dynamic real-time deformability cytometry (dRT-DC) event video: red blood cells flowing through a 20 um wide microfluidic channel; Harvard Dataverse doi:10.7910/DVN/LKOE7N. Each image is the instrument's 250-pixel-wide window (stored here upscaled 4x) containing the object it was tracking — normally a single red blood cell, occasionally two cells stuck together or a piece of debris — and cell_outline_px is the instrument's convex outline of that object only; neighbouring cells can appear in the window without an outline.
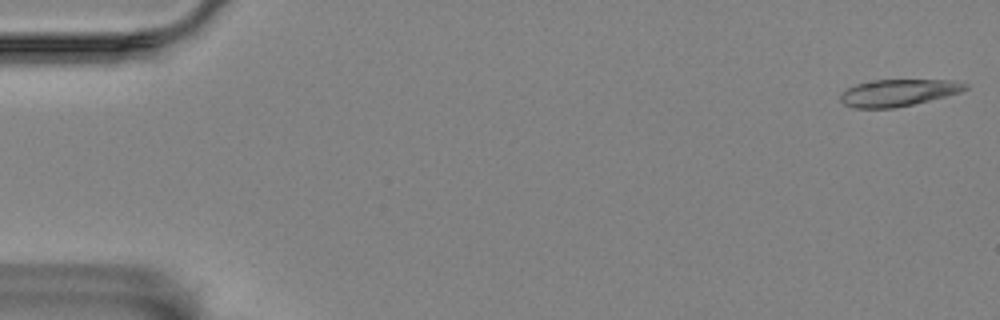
{"species": "Egyptian fruit bat (a non-hibernating species)", "species_latin": "Rousettus aegyptiacus", "temperature_condition": "room temperature", "stored_images_in_passage": 11, "segment_of_instrument_passage": [1, 2], "camera_frame_rate_fps": 3000, "um_per_image_px": 0.085, "animal": {"sex": "female"}, "frame": {"image": 1, "passage_image": 1, "time_ms": 0.0, "image_size_px": [1000, 320], "cell_outline_px": [[968, 88], [960, 92], [912, 104], [892, 108], [852, 108], [844, 104], [840, 100], [840, 92], [856, 84], [872, 80], [952, 80], [968, 84]], "centroid_in_image_um": [76.3, 7.87], "position_along_channel_um": 8.7, "area_um2": 19.42}}